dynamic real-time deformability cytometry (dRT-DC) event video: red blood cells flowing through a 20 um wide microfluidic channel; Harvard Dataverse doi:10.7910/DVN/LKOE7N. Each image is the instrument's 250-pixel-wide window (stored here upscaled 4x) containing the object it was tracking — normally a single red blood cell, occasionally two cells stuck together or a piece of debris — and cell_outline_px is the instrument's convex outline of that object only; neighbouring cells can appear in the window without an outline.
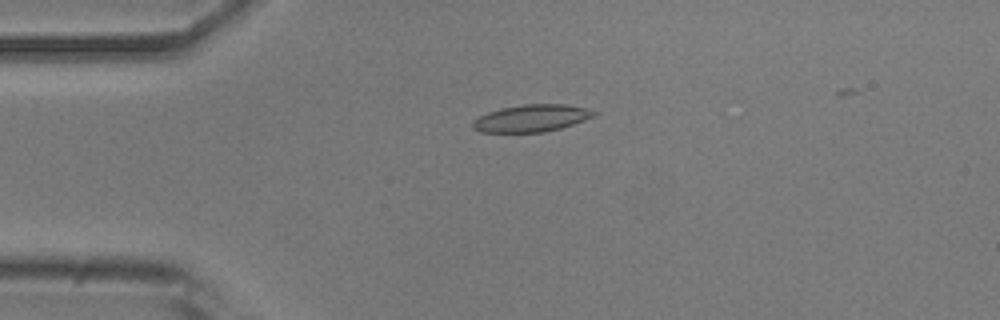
{"species": "common noctule bat (a hibernating species)", "species_latin": "Nyctalus noctula", "temperature_condition": "room temperature", "stored_images_in_passage": 21, "camera_frame_rate_fps": 3000, "um_per_image_px": 0.085, "animal": {"sex": "male", "body_mass_g": 20.5, "forearm_length_mm": 52.5}, "frame": {"image": 1, "passage_image": 1, "time_ms": 0.0, "image_size_px": [1000, 320], "cell_outline_px": [[596, 116], [560, 128], [544, 132], [480, 132], [472, 128], [472, 120], [488, 112], [500, 108], [524, 104], [564, 104], [584, 108], [596, 112]], "centroid_in_image_um": [45.13, 10.05], "position_along_channel_um": 39.9, "area_um2": 19.07}}
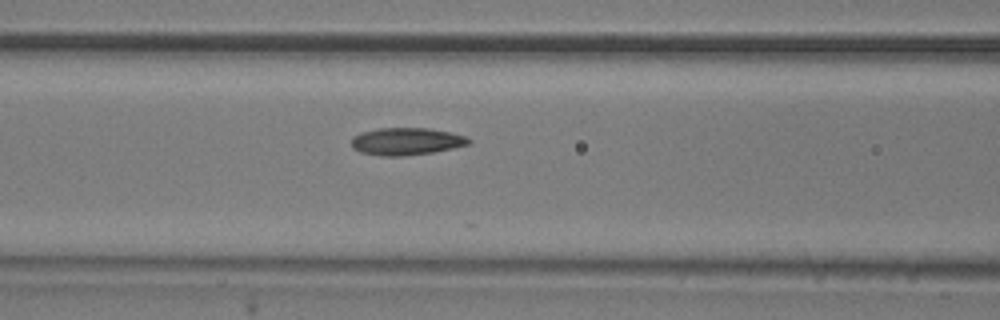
{"frame": {"image": 2, "passage_image": 10, "time_ms": 3.0, "image_size_px": [1000, 320], "cell_outline_px": [[472, 144], [432, 152], [404, 156], [380, 156], [360, 152], [352, 148], [352, 136], [360, 132], [380, 128], [428, 128], [448, 132], [464, 136], [472, 140]], "centroid_in_image_um": [34.51, 12.02], "position_along_channel_um": 132.1, "area_um2": 18.73}}
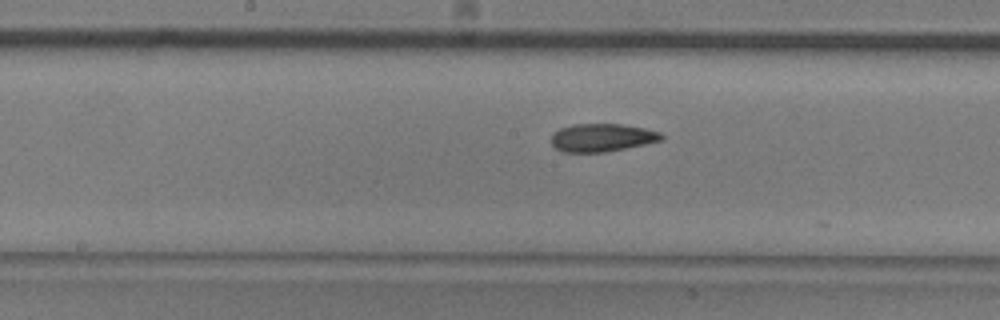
{"frame": {"image": 3, "passage_image": 15, "time_ms": 4.667, "image_size_px": [1000, 320], "cell_outline_px": [[664, 140], [604, 152], [564, 152], [556, 148], [552, 144], [552, 132], [560, 128], [572, 124], [620, 124], [644, 128], [660, 132], [664, 136]], "centroid_in_image_um": [51.16, 11.69], "position_along_channel_um": 197.0, "area_um2": 17.92}}